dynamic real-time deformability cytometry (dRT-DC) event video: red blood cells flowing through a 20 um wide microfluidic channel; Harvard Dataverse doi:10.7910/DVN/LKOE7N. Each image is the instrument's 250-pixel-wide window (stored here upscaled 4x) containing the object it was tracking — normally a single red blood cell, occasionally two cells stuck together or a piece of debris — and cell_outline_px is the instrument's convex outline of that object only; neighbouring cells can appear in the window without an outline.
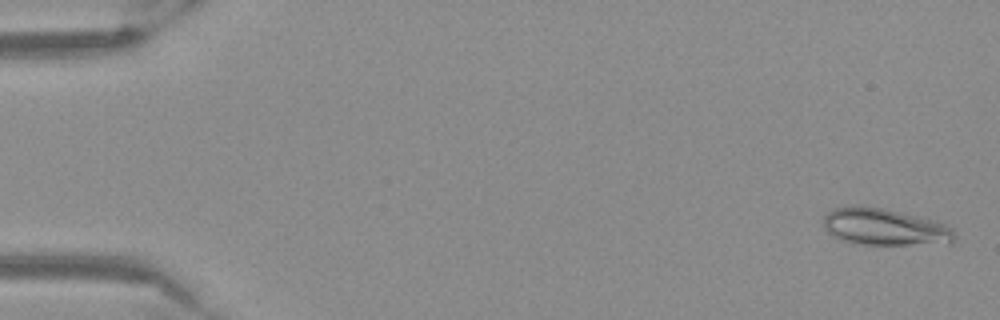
{"species": "Egyptian fruit bat (a non-hibernating species)", "species_latin": "Rousettus aegyptiacus", "temperature_condition": "warm", "stored_images_in_passage": 53, "camera_frame_rate_fps": 3000, "um_per_image_px": 0.085, "frame": {"image": 1, "passage_image": 2, "time_ms": 0.333, "image_size_px": [1000, 320], "cell_outline_px": [[956, 236], [952, 240], [908, 244], [860, 244], [844, 240], [832, 236], [824, 228], [824, 216], [832, 208], [884, 208], [936, 220], [952, 228], [956, 232]], "centroid_in_image_um": [75.17, 19.29], "position_along_channel_um": 9.8, "area_um2": 27.11}}
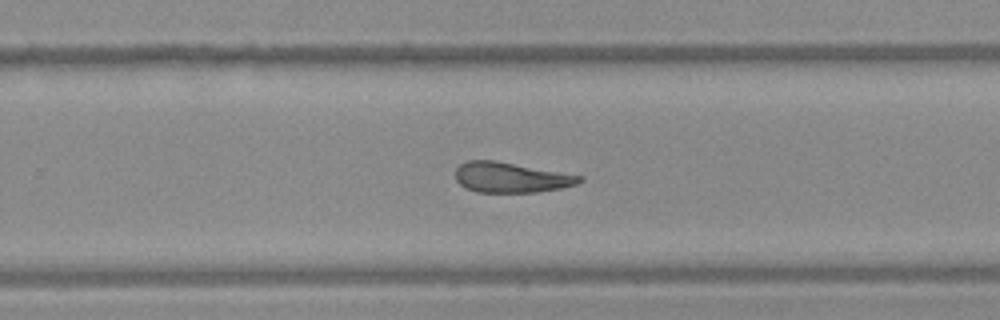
{"frame": {"image": 2, "passage_image": 35, "time_ms": 11.333, "image_size_px": [1000, 320], "cell_outline_px": [[584, 180], [576, 184], [560, 188], [536, 192], [476, 192], [460, 184], [456, 180], [456, 168], [460, 164], [468, 160], [496, 160], [584, 176]], "centroid_in_image_um": [43.44, 15.07], "position_along_channel_um": 286.4, "area_um2": 21.85}}
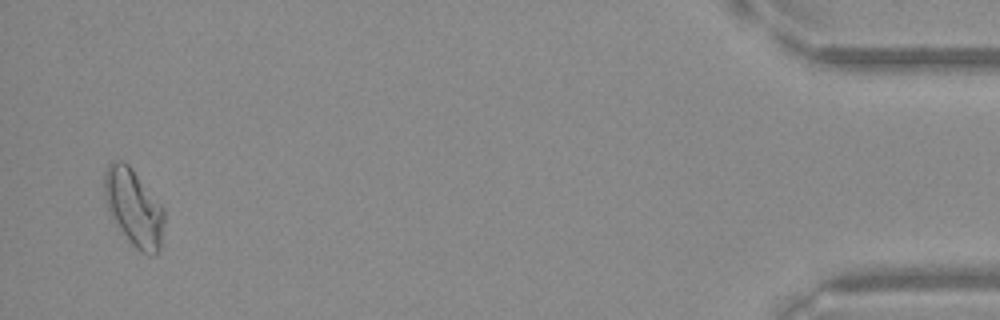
{"frame": {"image": 3, "passage_image": 52, "time_ms": 17.0, "image_size_px": [1000, 320], "cell_outline_px": [[164, 220], [160, 248], [152, 256], [148, 256], [140, 252], [128, 240], [108, 212], [104, 200], [104, 172], [108, 164], [112, 160], [124, 160], [132, 168], [164, 208]], "centroid_in_image_um": [11.35, 17.62], "position_along_channel_um": 423.9, "area_um2": 26.99}}